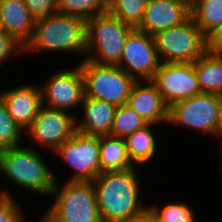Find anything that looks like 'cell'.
<instances>
[{"label": "cell", "mask_w": 222, "mask_h": 222, "mask_svg": "<svg viewBox=\"0 0 222 222\" xmlns=\"http://www.w3.org/2000/svg\"><path fill=\"white\" fill-rule=\"evenodd\" d=\"M218 110L219 95L201 93L171 105L167 123L218 138Z\"/></svg>", "instance_id": "8"}, {"label": "cell", "mask_w": 222, "mask_h": 222, "mask_svg": "<svg viewBox=\"0 0 222 222\" xmlns=\"http://www.w3.org/2000/svg\"><path fill=\"white\" fill-rule=\"evenodd\" d=\"M51 74L46 82L40 85L42 105L69 112L74 108H80L85 88L79 64L74 68L56 70Z\"/></svg>", "instance_id": "11"}, {"label": "cell", "mask_w": 222, "mask_h": 222, "mask_svg": "<svg viewBox=\"0 0 222 222\" xmlns=\"http://www.w3.org/2000/svg\"><path fill=\"white\" fill-rule=\"evenodd\" d=\"M160 64L154 37L134 28L126 38L117 66L137 81H142L151 80Z\"/></svg>", "instance_id": "12"}, {"label": "cell", "mask_w": 222, "mask_h": 222, "mask_svg": "<svg viewBox=\"0 0 222 222\" xmlns=\"http://www.w3.org/2000/svg\"><path fill=\"white\" fill-rule=\"evenodd\" d=\"M121 222H157V218L149 205Z\"/></svg>", "instance_id": "32"}, {"label": "cell", "mask_w": 222, "mask_h": 222, "mask_svg": "<svg viewBox=\"0 0 222 222\" xmlns=\"http://www.w3.org/2000/svg\"><path fill=\"white\" fill-rule=\"evenodd\" d=\"M205 39L207 53L222 55V25L212 30Z\"/></svg>", "instance_id": "31"}, {"label": "cell", "mask_w": 222, "mask_h": 222, "mask_svg": "<svg viewBox=\"0 0 222 222\" xmlns=\"http://www.w3.org/2000/svg\"><path fill=\"white\" fill-rule=\"evenodd\" d=\"M190 17L206 37L222 25V0H190Z\"/></svg>", "instance_id": "22"}, {"label": "cell", "mask_w": 222, "mask_h": 222, "mask_svg": "<svg viewBox=\"0 0 222 222\" xmlns=\"http://www.w3.org/2000/svg\"><path fill=\"white\" fill-rule=\"evenodd\" d=\"M156 215L157 222H198L193 207L186 202H169L159 206L148 204Z\"/></svg>", "instance_id": "26"}, {"label": "cell", "mask_w": 222, "mask_h": 222, "mask_svg": "<svg viewBox=\"0 0 222 222\" xmlns=\"http://www.w3.org/2000/svg\"><path fill=\"white\" fill-rule=\"evenodd\" d=\"M139 167L100 173L93 181L102 222H121L141 211L142 201Z\"/></svg>", "instance_id": "1"}, {"label": "cell", "mask_w": 222, "mask_h": 222, "mask_svg": "<svg viewBox=\"0 0 222 222\" xmlns=\"http://www.w3.org/2000/svg\"><path fill=\"white\" fill-rule=\"evenodd\" d=\"M63 183L65 184H59L56 179L50 194L53 204L41 216L47 222H102L93 182Z\"/></svg>", "instance_id": "4"}, {"label": "cell", "mask_w": 222, "mask_h": 222, "mask_svg": "<svg viewBox=\"0 0 222 222\" xmlns=\"http://www.w3.org/2000/svg\"><path fill=\"white\" fill-rule=\"evenodd\" d=\"M76 115L74 113L50 109L41 106L34 122L25 131V137L33 141L30 146L53 152L66 140L71 138L76 129ZM37 145V147L35 146Z\"/></svg>", "instance_id": "10"}, {"label": "cell", "mask_w": 222, "mask_h": 222, "mask_svg": "<svg viewBox=\"0 0 222 222\" xmlns=\"http://www.w3.org/2000/svg\"><path fill=\"white\" fill-rule=\"evenodd\" d=\"M35 22L58 12V0H24Z\"/></svg>", "instance_id": "29"}, {"label": "cell", "mask_w": 222, "mask_h": 222, "mask_svg": "<svg viewBox=\"0 0 222 222\" xmlns=\"http://www.w3.org/2000/svg\"><path fill=\"white\" fill-rule=\"evenodd\" d=\"M153 126L155 124H147L124 138L128 155L135 166L145 167L157 155L158 141L153 134Z\"/></svg>", "instance_id": "20"}, {"label": "cell", "mask_w": 222, "mask_h": 222, "mask_svg": "<svg viewBox=\"0 0 222 222\" xmlns=\"http://www.w3.org/2000/svg\"><path fill=\"white\" fill-rule=\"evenodd\" d=\"M81 107L83 118L76 116L77 131L93 136L110 135L116 106L84 95Z\"/></svg>", "instance_id": "17"}, {"label": "cell", "mask_w": 222, "mask_h": 222, "mask_svg": "<svg viewBox=\"0 0 222 222\" xmlns=\"http://www.w3.org/2000/svg\"><path fill=\"white\" fill-rule=\"evenodd\" d=\"M127 104L148 124L156 126L168 122L169 107L150 80L137 81L130 92Z\"/></svg>", "instance_id": "16"}, {"label": "cell", "mask_w": 222, "mask_h": 222, "mask_svg": "<svg viewBox=\"0 0 222 222\" xmlns=\"http://www.w3.org/2000/svg\"><path fill=\"white\" fill-rule=\"evenodd\" d=\"M0 21L4 33L23 47L30 41L35 21L24 0H0Z\"/></svg>", "instance_id": "18"}, {"label": "cell", "mask_w": 222, "mask_h": 222, "mask_svg": "<svg viewBox=\"0 0 222 222\" xmlns=\"http://www.w3.org/2000/svg\"><path fill=\"white\" fill-rule=\"evenodd\" d=\"M107 10L108 0H58V12L78 16L86 21Z\"/></svg>", "instance_id": "25"}, {"label": "cell", "mask_w": 222, "mask_h": 222, "mask_svg": "<svg viewBox=\"0 0 222 222\" xmlns=\"http://www.w3.org/2000/svg\"><path fill=\"white\" fill-rule=\"evenodd\" d=\"M134 28L108 11L87 20L85 59L117 66L128 34Z\"/></svg>", "instance_id": "5"}, {"label": "cell", "mask_w": 222, "mask_h": 222, "mask_svg": "<svg viewBox=\"0 0 222 222\" xmlns=\"http://www.w3.org/2000/svg\"><path fill=\"white\" fill-rule=\"evenodd\" d=\"M221 144H222V141H221ZM220 144L221 148H222V145ZM221 152H222V149H221ZM222 155V154H221ZM222 159V158H221ZM221 170H222V161H221ZM222 173V172H221Z\"/></svg>", "instance_id": "37"}, {"label": "cell", "mask_w": 222, "mask_h": 222, "mask_svg": "<svg viewBox=\"0 0 222 222\" xmlns=\"http://www.w3.org/2000/svg\"><path fill=\"white\" fill-rule=\"evenodd\" d=\"M39 151L28 144L1 149L0 173L15 187L50 197L58 176Z\"/></svg>", "instance_id": "3"}, {"label": "cell", "mask_w": 222, "mask_h": 222, "mask_svg": "<svg viewBox=\"0 0 222 222\" xmlns=\"http://www.w3.org/2000/svg\"><path fill=\"white\" fill-rule=\"evenodd\" d=\"M170 107L174 103L201 94L193 63H161L150 80Z\"/></svg>", "instance_id": "13"}, {"label": "cell", "mask_w": 222, "mask_h": 222, "mask_svg": "<svg viewBox=\"0 0 222 222\" xmlns=\"http://www.w3.org/2000/svg\"><path fill=\"white\" fill-rule=\"evenodd\" d=\"M23 205L15 197L0 196V222H26Z\"/></svg>", "instance_id": "28"}, {"label": "cell", "mask_w": 222, "mask_h": 222, "mask_svg": "<svg viewBox=\"0 0 222 222\" xmlns=\"http://www.w3.org/2000/svg\"><path fill=\"white\" fill-rule=\"evenodd\" d=\"M23 54L24 47L18 43L12 36L6 33L0 34V66L14 58V55Z\"/></svg>", "instance_id": "30"}, {"label": "cell", "mask_w": 222, "mask_h": 222, "mask_svg": "<svg viewBox=\"0 0 222 222\" xmlns=\"http://www.w3.org/2000/svg\"><path fill=\"white\" fill-rule=\"evenodd\" d=\"M148 0H108V12L137 28L143 20Z\"/></svg>", "instance_id": "24"}, {"label": "cell", "mask_w": 222, "mask_h": 222, "mask_svg": "<svg viewBox=\"0 0 222 222\" xmlns=\"http://www.w3.org/2000/svg\"><path fill=\"white\" fill-rule=\"evenodd\" d=\"M190 17V0H148L138 30L156 33L181 25Z\"/></svg>", "instance_id": "14"}, {"label": "cell", "mask_w": 222, "mask_h": 222, "mask_svg": "<svg viewBox=\"0 0 222 222\" xmlns=\"http://www.w3.org/2000/svg\"><path fill=\"white\" fill-rule=\"evenodd\" d=\"M87 21L60 12L35 22L33 35L24 47V54L42 52L75 53L86 56Z\"/></svg>", "instance_id": "2"}, {"label": "cell", "mask_w": 222, "mask_h": 222, "mask_svg": "<svg viewBox=\"0 0 222 222\" xmlns=\"http://www.w3.org/2000/svg\"><path fill=\"white\" fill-rule=\"evenodd\" d=\"M147 124L148 123L128 104H123L116 107L110 135L126 138Z\"/></svg>", "instance_id": "23"}, {"label": "cell", "mask_w": 222, "mask_h": 222, "mask_svg": "<svg viewBox=\"0 0 222 222\" xmlns=\"http://www.w3.org/2000/svg\"><path fill=\"white\" fill-rule=\"evenodd\" d=\"M99 149L101 173L135 167L128 155L124 138L111 135L99 136Z\"/></svg>", "instance_id": "19"}, {"label": "cell", "mask_w": 222, "mask_h": 222, "mask_svg": "<svg viewBox=\"0 0 222 222\" xmlns=\"http://www.w3.org/2000/svg\"><path fill=\"white\" fill-rule=\"evenodd\" d=\"M221 137V138H220ZM220 138V139H219ZM218 139L222 140V95H219V110H218Z\"/></svg>", "instance_id": "33"}, {"label": "cell", "mask_w": 222, "mask_h": 222, "mask_svg": "<svg viewBox=\"0 0 222 222\" xmlns=\"http://www.w3.org/2000/svg\"><path fill=\"white\" fill-rule=\"evenodd\" d=\"M153 37L161 63H193L206 52L205 36L191 17Z\"/></svg>", "instance_id": "7"}, {"label": "cell", "mask_w": 222, "mask_h": 222, "mask_svg": "<svg viewBox=\"0 0 222 222\" xmlns=\"http://www.w3.org/2000/svg\"><path fill=\"white\" fill-rule=\"evenodd\" d=\"M201 93L222 95V55L205 52L194 62Z\"/></svg>", "instance_id": "21"}, {"label": "cell", "mask_w": 222, "mask_h": 222, "mask_svg": "<svg viewBox=\"0 0 222 222\" xmlns=\"http://www.w3.org/2000/svg\"><path fill=\"white\" fill-rule=\"evenodd\" d=\"M24 135L25 131L13 120L0 98V150L21 145Z\"/></svg>", "instance_id": "27"}, {"label": "cell", "mask_w": 222, "mask_h": 222, "mask_svg": "<svg viewBox=\"0 0 222 222\" xmlns=\"http://www.w3.org/2000/svg\"><path fill=\"white\" fill-rule=\"evenodd\" d=\"M3 28H2V24H1V21H0V34L3 33Z\"/></svg>", "instance_id": "35"}, {"label": "cell", "mask_w": 222, "mask_h": 222, "mask_svg": "<svg viewBox=\"0 0 222 222\" xmlns=\"http://www.w3.org/2000/svg\"><path fill=\"white\" fill-rule=\"evenodd\" d=\"M85 96L106 101L118 107L127 104L137 80L118 66L104 65L82 59Z\"/></svg>", "instance_id": "6"}, {"label": "cell", "mask_w": 222, "mask_h": 222, "mask_svg": "<svg viewBox=\"0 0 222 222\" xmlns=\"http://www.w3.org/2000/svg\"><path fill=\"white\" fill-rule=\"evenodd\" d=\"M9 191L8 190H4V189H2L1 191H0V194H1V196H4V197H13L12 196V193L10 194V192L8 193Z\"/></svg>", "instance_id": "34"}, {"label": "cell", "mask_w": 222, "mask_h": 222, "mask_svg": "<svg viewBox=\"0 0 222 222\" xmlns=\"http://www.w3.org/2000/svg\"><path fill=\"white\" fill-rule=\"evenodd\" d=\"M38 222H47V221L41 216V219Z\"/></svg>", "instance_id": "36"}, {"label": "cell", "mask_w": 222, "mask_h": 222, "mask_svg": "<svg viewBox=\"0 0 222 222\" xmlns=\"http://www.w3.org/2000/svg\"><path fill=\"white\" fill-rule=\"evenodd\" d=\"M53 153L73 170L66 181L93 182L101 173L99 136L76 131Z\"/></svg>", "instance_id": "9"}, {"label": "cell", "mask_w": 222, "mask_h": 222, "mask_svg": "<svg viewBox=\"0 0 222 222\" xmlns=\"http://www.w3.org/2000/svg\"><path fill=\"white\" fill-rule=\"evenodd\" d=\"M40 84H21L6 91L0 90V98L6 104L13 120L26 131L34 122L42 106Z\"/></svg>", "instance_id": "15"}]
</instances>
